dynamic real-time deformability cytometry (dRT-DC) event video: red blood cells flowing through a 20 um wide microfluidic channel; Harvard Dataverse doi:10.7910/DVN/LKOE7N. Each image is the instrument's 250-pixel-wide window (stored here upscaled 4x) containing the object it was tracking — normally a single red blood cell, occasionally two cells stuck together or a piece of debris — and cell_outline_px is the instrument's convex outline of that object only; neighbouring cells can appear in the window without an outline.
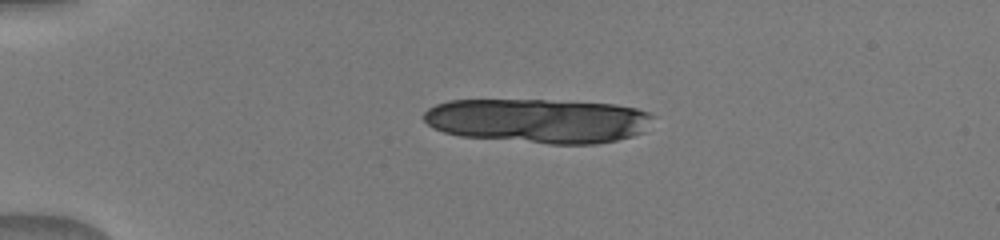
{"species": "human", "species_latin": "Homo sapiens", "temperature_condition": "warm", "stored_images_in_passage": 5, "camera_frame_rate_fps": 3000, "um_per_image_px": 0.085, "donor": {"sex": "male"}, "frame": {"image": 1, "passage_image": 1, "time_ms": 0.0, "image_size_px": [1000, 240], "cell_outline_px": [[652, 116], [644, 132], [632, 136], [616, 140], [596, 144], [548, 144], [460, 136], [444, 132], [432, 128], [424, 120], [424, 112], [428, 108], [436, 104], [448, 100], [544, 100], [616, 104], [636, 108], [648, 112]], "centroid_in_image_um": [45.72, 10.26], "position_along_channel_um": 39.3, "area_um2": 59.42}}